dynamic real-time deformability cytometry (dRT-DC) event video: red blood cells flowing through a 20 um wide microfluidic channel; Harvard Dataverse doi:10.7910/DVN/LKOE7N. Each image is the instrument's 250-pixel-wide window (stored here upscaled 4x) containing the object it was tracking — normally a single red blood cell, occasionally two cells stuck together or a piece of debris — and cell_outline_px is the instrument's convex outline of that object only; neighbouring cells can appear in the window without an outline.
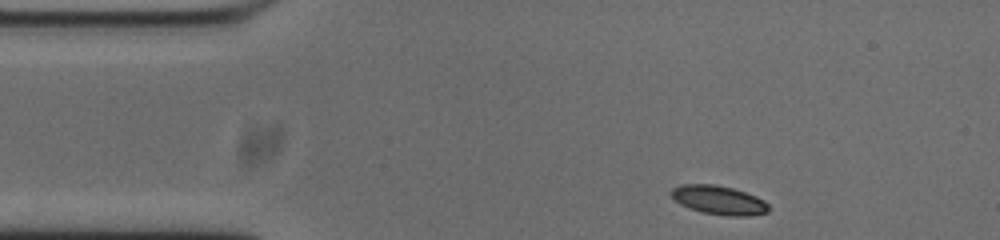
{"species": "common noctule bat (a hibernating species)", "species_latin": "Nyctalus noctula", "temperature_condition": "cold", "stored_images_in_passage": 47, "camera_frame_rate_fps": 3000, "um_per_image_px": 0.085, "animal": {"sex": "male", "body_mass_g": 20.0, "forearm_length_mm": 53.3}, "frame": {"image": 1, "passage_image": 1, "time_ms": 0.0, "image_size_px": [1000, 240], "cell_outline_px": [[768, 212], [748, 216], [728, 216], [704, 212], [688, 208], [680, 204], [668, 192], [672, 188], [680, 184], [716, 184], [732, 188], [756, 196], [764, 200], [768, 204]], "centroid_in_image_um": [61.07, 17.0], "position_along_channel_um": 23.9, "area_um2": 16.42}}
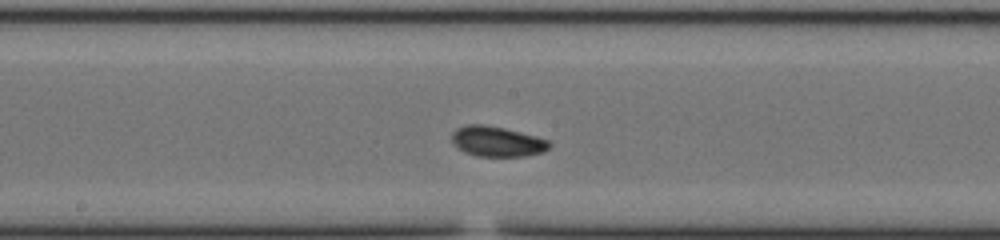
{"frame": {"image": 2, "passage_image": 20, "time_ms": 6.333, "image_size_px": [1000, 240], "cell_outline_px": [[552, 144], [544, 152], [524, 156], [476, 156], [464, 152], [452, 144], [452, 132], [456, 128], [468, 124], [484, 124], [504, 128], [536, 136], [548, 140]], "centroid_in_image_um": [42.23, 12.02], "position_along_channel_um": 206.0, "area_um2": 17.28}}
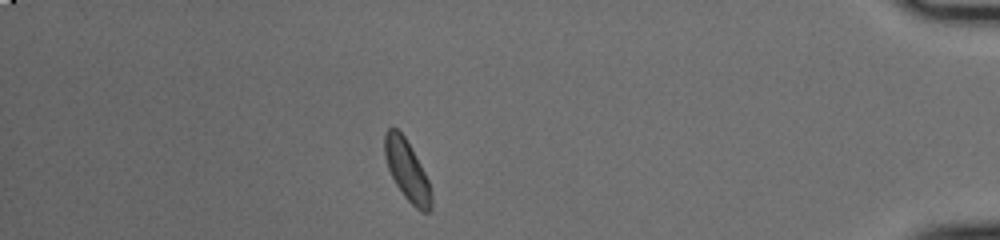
{"frame": {"image": 3, "passage_image": 40, "time_ms": 13.0, "image_size_px": [1000, 240], "cell_outline_px": [[432, 208], [428, 212], [420, 212], [404, 196], [396, 184], [388, 168], [384, 156], [384, 132], [388, 128], [396, 128], [404, 136], [420, 164], [428, 180], [432, 192]], "centroid_in_image_um": [34.6, 14.5], "position_along_channel_um": 400.6, "area_um2": 16.3}, "authors_computed_cell_mechanics": {"area_um2": 16.3574, "velocity_mm_per_s": 3.7214, "shape_relaxation_time_tau1_ms": 5.1699, "shape_relaxation_time_tau2_ms": 2.7736, "deformation_change_tau1": 0.1189, "deformation_change_tau2": 0.0631}}